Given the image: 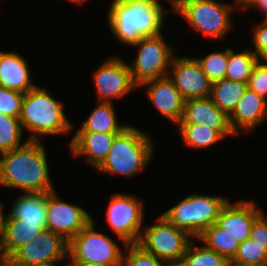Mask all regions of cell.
Here are the masks:
<instances>
[{"mask_svg": "<svg viewBox=\"0 0 267 266\" xmlns=\"http://www.w3.org/2000/svg\"><path fill=\"white\" fill-rule=\"evenodd\" d=\"M41 140H28L23 146L0 154V185L24 193L55 191L49 175L47 153Z\"/></svg>", "mask_w": 267, "mask_h": 266, "instance_id": "6da1fadb", "label": "cell"}, {"mask_svg": "<svg viewBox=\"0 0 267 266\" xmlns=\"http://www.w3.org/2000/svg\"><path fill=\"white\" fill-rule=\"evenodd\" d=\"M109 6V29L123 45L131 47L142 37L161 34L165 25L164 7L154 0H117Z\"/></svg>", "mask_w": 267, "mask_h": 266, "instance_id": "7a4b0ae2", "label": "cell"}, {"mask_svg": "<svg viewBox=\"0 0 267 266\" xmlns=\"http://www.w3.org/2000/svg\"><path fill=\"white\" fill-rule=\"evenodd\" d=\"M19 120L22 129L29 132L27 140L39 141L45 135L67 134L73 129L62 101L37 85L24 94Z\"/></svg>", "mask_w": 267, "mask_h": 266, "instance_id": "3957f363", "label": "cell"}, {"mask_svg": "<svg viewBox=\"0 0 267 266\" xmlns=\"http://www.w3.org/2000/svg\"><path fill=\"white\" fill-rule=\"evenodd\" d=\"M151 138L135 126L128 125L116 134L106 159L96 170L105 175L132 178L151 162L155 147Z\"/></svg>", "mask_w": 267, "mask_h": 266, "instance_id": "277c9868", "label": "cell"}, {"mask_svg": "<svg viewBox=\"0 0 267 266\" xmlns=\"http://www.w3.org/2000/svg\"><path fill=\"white\" fill-rule=\"evenodd\" d=\"M229 198L191 194L161 215L174 226L197 239L201 233L217 222L220 211Z\"/></svg>", "mask_w": 267, "mask_h": 266, "instance_id": "5b68a950", "label": "cell"}, {"mask_svg": "<svg viewBox=\"0 0 267 266\" xmlns=\"http://www.w3.org/2000/svg\"><path fill=\"white\" fill-rule=\"evenodd\" d=\"M235 9L233 3L217 0H184L175 11L192 29L210 39L220 40L233 26L231 14Z\"/></svg>", "mask_w": 267, "mask_h": 266, "instance_id": "8992f818", "label": "cell"}, {"mask_svg": "<svg viewBox=\"0 0 267 266\" xmlns=\"http://www.w3.org/2000/svg\"><path fill=\"white\" fill-rule=\"evenodd\" d=\"M193 239L160 214L155 224L143 227L137 245L165 263H174L181 262Z\"/></svg>", "mask_w": 267, "mask_h": 266, "instance_id": "52a82bcc", "label": "cell"}, {"mask_svg": "<svg viewBox=\"0 0 267 266\" xmlns=\"http://www.w3.org/2000/svg\"><path fill=\"white\" fill-rule=\"evenodd\" d=\"M162 35L142 37L132 45L138 48V54L128 66L138 87L145 81L168 76L174 51Z\"/></svg>", "mask_w": 267, "mask_h": 266, "instance_id": "ba28073f", "label": "cell"}, {"mask_svg": "<svg viewBox=\"0 0 267 266\" xmlns=\"http://www.w3.org/2000/svg\"><path fill=\"white\" fill-rule=\"evenodd\" d=\"M123 251L110 236L95 229L92 219L69 241L68 255L78 263L121 265Z\"/></svg>", "mask_w": 267, "mask_h": 266, "instance_id": "9c48e42d", "label": "cell"}, {"mask_svg": "<svg viewBox=\"0 0 267 266\" xmlns=\"http://www.w3.org/2000/svg\"><path fill=\"white\" fill-rule=\"evenodd\" d=\"M69 242L60 234L44 229L33 240L19 247L3 266H50L62 263Z\"/></svg>", "mask_w": 267, "mask_h": 266, "instance_id": "30bf717a", "label": "cell"}, {"mask_svg": "<svg viewBox=\"0 0 267 266\" xmlns=\"http://www.w3.org/2000/svg\"><path fill=\"white\" fill-rule=\"evenodd\" d=\"M143 201L134 195L113 194L106 209V221L113 232L126 244H137L143 229Z\"/></svg>", "mask_w": 267, "mask_h": 266, "instance_id": "8fae6325", "label": "cell"}, {"mask_svg": "<svg viewBox=\"0 0 267 266\" xmlns=\"http://www.w3.org/2000/svg\"><path fill=\"white\" fill-rule=\"evenodd\" d=\"M92 78L99 102L112 103V99H120L139 88L132 80L127 61L118 56L104 61L94 70Z\"/></svg>", "mask_w": 267, "mask_h": 266, "instance_id": "7c38bea8", "label": "cell"}, {"mask_svg": "<svg viewBox=\"0 0 267 266\" xmlns=\"http://www.w3.org/2000/svg\"><path fill=\"white\" fill-rule=\"evenodd\" d=\"M92 219L84 208L62 201L56 191L46 193V229L68 242Z\"/></svg>", "mask_w": 267, "mask_h": 266, "instance_id": "4fadbf2b", "label": "cell"}, {"mask_svg": "<svg viewBox=\"0 0 267 266\" xmlns=\"http://www.w3.org/2000/svg\"><path fill=\"white\" fill-rule=\"evenodd\" d=\"M168 76L184 101L211 95L212 82L202 71L196 58L174 55Z\"/></svg>", "mask_w": 267, "mask_h": 266, "instance_id": "5bb4252c", "label": "cell"}, {"mask_svg": "<svg viewBox=\"0 0 267 266\" xmlns=\"http://www.w3.org/2000/svg\"><path fill=\"white\" fill-rule=\"evenodd\" d=\"M254 201L241 199L235 203L229 200L223 206L216 224L239 242L250 238L254 220L262 213Z\"/></svg>", "mask_w": 267, "mask_h": 266, "instance_id": "9a60e30c", "label": "cell"}, {"mask_svg": "<svg viewBox=\"0 0 267 266\" xmlns=\"http://www.w3.org/2000/svg\"><path fill=\"white\" fill-rule=\"evenodd\" d=\"M178 124H203L218 131L224 138L235 135L229 116L213 103L210 96L184 101L183 115Z\"/></svg>", "mask_w": 267, "mask_h": 266, "instance_id": "2e32d148", "label": "cell"}, {"mask_svg": "<svg viewBox=\"0 0 267 266\" xmlns=\"http://www.w3.org/2000/svg\"><path fill=\"white\" fill-rule=\"evenodd\" d=\"M140 86H147V97L164 118L176 125L181 121L184 100L169 76L145 81Z\"/></svg>", "mask_w": 267, "mask_h": 266, "instance_id": "e0dca14e", "label": "cell"}, {"mask_svg": "<svg viewBox=\"0 0 267 266\" xmlns=\"http://www.w3.org/2000/svg\"><path fill=\"white\" fill-rule=\"evenodd\" d=\"M267 100L255 91L246 89L235 109L229 115V124L235 136L250 133L267 120ZM241 132V133H240Z\"/></svg>", "mask_w": 267, "mask_h": 266, "instance_id": "ac0fdd59", "label": "cell"}, {"mask_svg": "<svg viewBox=\"0 0 267 266\" xmlns=\"http://www.w3.org/2000/svg\"><path fill=\"white\" fill-rule=\"evenodd\" d=\"M43 230L40 222H22V219L3 214L0 222V260L4 263L19 247Z\"/></svg>", "mask_w": 267, "mask_h": 266, "instance_id": "d6986e66", "label": "cell"}, {"mask_svg": "<svg viewBox=\"0 0 267 266\" xmlns=\"http://www.w3.org/2000/svg\"><path fill=\"white\" fill-rule=\"evenodd\" d=\"M118 133L75 132L69 148L75 157H85L87 163L97 169L106 159Z\"/></svg>", "mask_w": 267, "mask_h": 266, "instance_id": "ffe728a7", "label": "cell"}, {"mask_svg": "<svg viewBox=\"0 0 267 266\" xmlns=\"http://www.w3.org/2000/svg\"><path fill=\"white\" fill-rule=\"evenodd\" d=\"M0 86L24 94L36 86L28 63L20 54L0 51Z\"/></svg>", "mask_w": 267, "mask_h": 266, "instance_id": "44dd1931", "label": "cell"}, {"mask_svg": "<svg viewBox=\"0 0 267 266\" xmlns=\"http://www.w3.org/2000/svg\"><path fill=\"white\" fill-rule=\"evenodd\" d=\"M8 215L22 222H40L46 229V193H23L18 196Z\"/></svg>", "mask_w": 267, "mask_h": 266, "instance_id": "7402d4cb", "label": "cell"}, {"mask_svg": "<svg viewBox=\"0 0 267 266\" xmlns=\"http://www.w3.org/2000/svg\"><path fill=\"white\" fill-rule=\"evenodd\" d=\"M127 126L117 122L113 103L99 102L75 132L120 133Z\"/></svg>", "mask_w": 267, "mask_h": 266, "instance_id": "603a6c76", "label": "cell"}, {"mask_svg": "<svg viewBox=\"0 0 267 266\" xmlns=\"http://www.w3.org/2000/svg\"><path fill=\"white\" fill-rule=\"evenodd\" d=\"M247 88V83L223 78L212 83L210 97L213 103L229 116L235 109L238 101L243 97Z\"/></svg>", "mask_w": 267, "mask_h": 266, "instance_id": "cb8c5ba5", "label": "cell"}, {"mask_svg": "<svg viewBox=\"0 0 267 266\" xmlns=\"http://www.w3.org/2000/svg\"><path fill=\"white\" fill-rule=\"evenodd\" d=\"M196 240L224 256L228 261L235 257L240 244L216 223L206 228Z\"/></svg>", "mask_w": 267, "mask_h": 266, "instance_id": "d4e9b609", "label": "cell"}, {"mask_svg": "<svg viewBox=\"0 0 267 266\" xmlns=\"http://www.w3.org/2000/svg\"><path fill=\"white\" fill-rule=\"evenodd\" d=\"M258 60V57L250 48L240 53H236L233 49L228 48V64L225 78L248 84L253 68Z\"/></svg>", "mask_w": 267, "mask_h": 266, "instance_id": "484cf974", "label": "cell"}, {"mask_svg": "<svg viewBox=\"0 0 267 266\" xmlns=\"http://www.w3.org/2000/svg\"><path fill=\"white\" fill-rule=\"evenodd\" d=\"M183 144L189 148L205 149L218 141L223 140V136L216 130L203 124H177Z\"/></svg>", "mask_w": 267, "mask_h": 266, "instance_id": "4316f807", "label": "cell"}, {"mask_svg": "<svg viewBox=\"0 0 267 266\" xmlns=\"http://www.w3.org/2000/svg\"><path fill=\"white\" fill-rule=\"evenodd\" d=\"M23 129L19 118H15L0 112V154L23 146Z\"/></svg>", "mask_w": 267, "mask_h": 266, "instance_id": "83f0119b", "label": "cell"}, {"mask_svg": "<svg viewBox=\"0 0 267 266\" xmlns=\"http://www.w3.org/2000/svg\"><path fill=\"white\" fill-rule=\"evenodd\" d=\"M191 241L184 253L181 262L184 266H228V261L224 256L214 250L208 249L205 245H196Z\"/></svg>", "mask_w": 267, "mask_h": 266, "instance_id": "f1b7e54d", "label": "cell"}, {"mask_svg": "<svg viewBox=\"0 0 267 266\" xmlns=\"http://www.w3.org/2000/svg\"><path fill=\"white\" fill-rule=\"evenodd\" d=\"M231 266H267V251L256 243L255 240L247 238L240 242L235 257L230 261Z\"/></svg>", "mask_w": 267, "mask_h": 266, "instance_id": "f546056e", "label": "cell"}, {"mask_svg": "<svg viewBox=\"0 0 267 266\" xmlns=\"http://www.w3.org/2000/svg\"><path fill=\"white\" fill-rule=\"evenodd\" d=\"M196 59L202 71L212 83L225 78L228 64V48L224 49V51L212 52L205 57Z\"/></svg>", "mask_w": 267, "mask_h": 266, "instance_id": "4dcf8cb0", "label": "cell"}, {"mask_svg": "<svg viewBox=\"0 0 267 266\" xmlns=\"http://www.w3.org/2000/svg\"><path fill=\"white\" fill-rule=\"evenodd\" d=\"M121 266H164L165 262L156 256L145 252L137 244H126L123 246Z\"/></svg>", "mask_w": 267, "mask_h": 266, "instance_id": "1f68e13d", "label": "cell"}, {"mask_svg": "<svg viewBox=\"0 0 267 266\" xmlns=\"http://www.w3.org/2000/svg\"><path fill=\"white\" fill-rule=\"evenodd\" d=\"M24 93L0 86V112L20 118Z\"/></svg>", "mask_w": 267, "mask_h": 266, "instance_id": "d6a6232c", "label": "cell"}, {"mask_svg": "<svg viewBox=\"0 0 267 266\" xmlns=\"http://www.w3.org/2000/svg\"><path fill=\"white\" fill-rule=\"evenodd\" d=\"M248 88L267 100V61L258 60L255 64Z\"/></svg>", "mask_w": 267, "mask_h": 266, "instance_id": "836d02e7", "label": "cell"}, {"mask_svg": "<svg viewBox=\"0 0 267 266\" xmlns=\"http://www.w3.org/2000/svg\"><path fill=\"white\" fill-rule=\"evenodd\" d=\"M253 31L252 51L260 61H267V20L263 19L261 23L255 24Z\"/></svg>", "mask_w": 267, "mask_h": 266, "instance_id": "e575fe53", "label": "cell"}, {"mask_svg": "<svg viewBox=\"0 0 267 266\" xmlns=\"http://www.w3.org/2000/svg\"><path fill=\"white\" fill-rule=\"evenodd\" d=\"M250 238L267 251V217L262 212L253 222Z\"/></svg>", "mask_w": 267, "mask_h": 266, "instance_id": "d590c367", "label": "cell"}, {"mask_svg": "<svg viewBox=\"0 0 267 266\" xmlns=\"http://www.w3.org/2000/svg\"><path fill=\"white\" fill-rule=\"evenodd\" d=\"M256 7L262 13H264L265 17L263 19L267 20V0H255L248 8Z\"/></svg>", "mask_w": 267, "mask_h": 266, "instance_id": "8d00e7d4", "label": "cell"}, {"mask_svg": "<svg viewBox=\"0 0 267 266\" xmlns=\"http://www.w3.org/2000/svg\"><path fill=\"white\" fill-rule=\"evenodd\" d=\"M255 0H234V5L237 10H248V6L251 5Z\"/></svg>", "mask_w": 267, "mask_h": 266, "instance_id": "74e56055", "label": "cell"}, {"mask_svg": "<svg viewBox=\"0 0 267 266\" xmlns=\"http://www.w3.org/2000/svg\"><path fill=\"white\" fill-rule=\"evenodd\" d=\"M66 260L67 263L64 266H80V264L77 261H75L70 255L66 256ZM54 266H57V263H55Z\"/></svg>", "mask_w": 267, "mask_h": 266, "instance_id": "f35d334b", "label": "cell"}, {"mask_svg": "<svg viewBox=\"0 0 267 266\" xmlns=\"http://www.w3.org/2000/svg\"><path fill=\"white\" fill-rule=\"evenodd\" d=\"M157 3H160V0H154ZM184 0H168L170 2L172 9H176Z\"/></svg>", "mask_w": 267, "mask_h": 266, "instance_id": "ab89813d", "label": "cell"}, {"mask_svg": "<svg viewBox=\"0 0 267 266\" xmlns=\"http://www.w3.org/2000/svg\"><path fill=\"white\" fill-rule=\"evenodd\" d=\"M80 266H121V265H105L99 262L79 263Z\"/></svg>", "mask_w": 267, "mask_h": 266, "instance_id": "60d3db41", "label": "cell"}, {"mask_svg": "<svg viewBox=\"0 0 267 266\" xmlns=\"http://www.w3.org/2000/svg\"><path fill=\"white\" fill-rule=\"evenodd\" d=\"M164 266H184L182 262L165 263Z\"/></svg>", "mask_w": 267, "mask_h": 266, "instance_id": "b9f144b4", "label": "cell"}, {"mask_svg": "<svg viewBox=\"0 0 267 266\" xmlns=\"http://www.w3.org/2000/svg\"><path fill=\"white\" fill-rule=\"evenodd\" d=\"M3 204H2V202H1V200H0V222H1V220H2V216H3Z\"/></svg>", "mask_w": 267, "mask_h": 266, "instance_id": "7bdbcfd3", "label": "cell"}, {"mask_svg": "<svg viewBox=\"0 0 267 266\" xmlns=\"http://www.w3.org/2000/svg\"><path fill=\"white\" fill-rule=\"evenodd\" d=\"M84 1H85V3H86V0H78V5H82L83 3H84Z\"/></svg>", "mask_w": 267, "mask_h": 266, "instance_id": "ee69618b", "label": "cell"}, {"mask_svg": "<svg viewBox=\"0 0 267 266\" xmlns=\"http://www.w3.org/2000/svg\"><path fill=\"white\" fill-rule=\"evenodd\" d=\"M70 1L71 3H74V4H77L78 5V0H68Z\"/></svg>", "mask_w": 267, "mask_h": 266, "instance_id": "f6af8a7d", "label": "cell"}]
</instances>
